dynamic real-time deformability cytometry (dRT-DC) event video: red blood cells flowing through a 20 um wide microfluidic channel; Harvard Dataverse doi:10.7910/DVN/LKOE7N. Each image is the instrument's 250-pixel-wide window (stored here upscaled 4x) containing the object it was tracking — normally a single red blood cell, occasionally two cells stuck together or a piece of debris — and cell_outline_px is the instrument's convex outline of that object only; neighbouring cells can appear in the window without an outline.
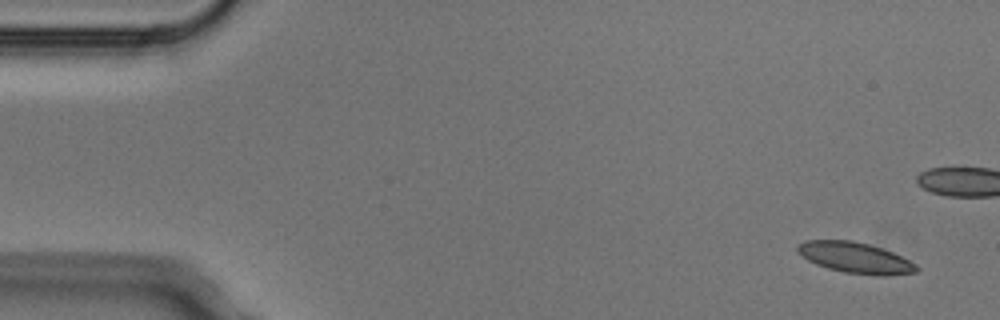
{"species": "Egyptian fruit bat (a non-hibernating species)", "species_latin": "Rousettus aegyptiacus", "temperature_condition": "cold", "stored_images_in_passage": 6, "camera_frame_rate_fps": 3000, "um_per_image_px": 0.085, "animal": {"sex": "male"}, "frame": {"image": 1, "passage_image": 1, "time_ms": 0.0, "image_size_px": [1000, 320], "cell_outline_px": [[920, 268], [916, 272], [888, 276], [880, 276], [844, 272], [828, 268], [816, 264], [808, 260], [796, 248], [796, 244], [804, 240], [852, 240], [884, 248], [916, 264]], "centroid_in_image_um": [72.71, 21.9], "position_along_channel_um": 12.3, "area_um2": 21.39}}